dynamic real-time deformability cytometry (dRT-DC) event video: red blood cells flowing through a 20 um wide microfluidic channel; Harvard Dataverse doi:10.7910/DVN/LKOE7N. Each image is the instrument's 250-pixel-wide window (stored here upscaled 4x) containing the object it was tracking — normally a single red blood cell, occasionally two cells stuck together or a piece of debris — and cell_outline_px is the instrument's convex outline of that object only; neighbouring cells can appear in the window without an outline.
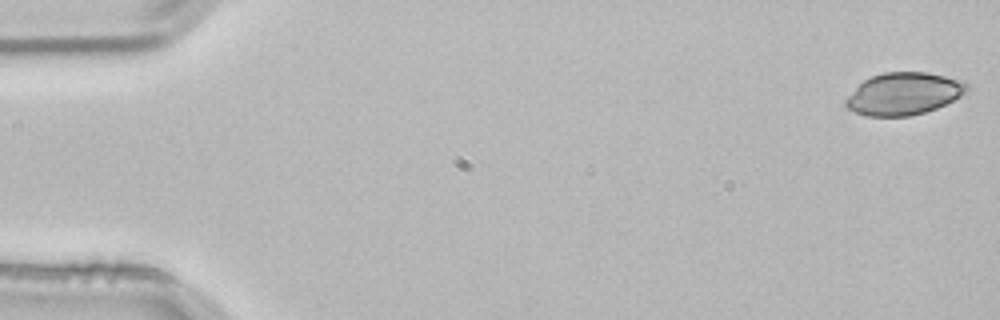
{"species": "common noctule bat (a hibernating species)", "species_latin": "Nyctalus noctula", "temperature_condition": "room temperature", "stored_images_in_passage": 4, "camera_frame_rate_fps": 3000, "um_per_image_px": 0.085, "animal": {"sex": "male", "body_mass_g": 21.5, "forearm_length_mm": 52.0}, "frame": {"image": 1, "passage_image": 1, "time_ms": 0.0, "image_size_px": [1000, 320], "cell_outline_px": [[968, 92], [936, 108], [924, 112], [908, 116], [868, 116], [856, 112], [848, 108], [844, 104], [844, 100], [864, 80], [872, 76], [884, 72], [928, 72], [964, 80], [968, 84]], "centroid_in_image_um": [76.84, 7.95], "position_along_channel_um": 8.2, "area_um2": 29.71}}
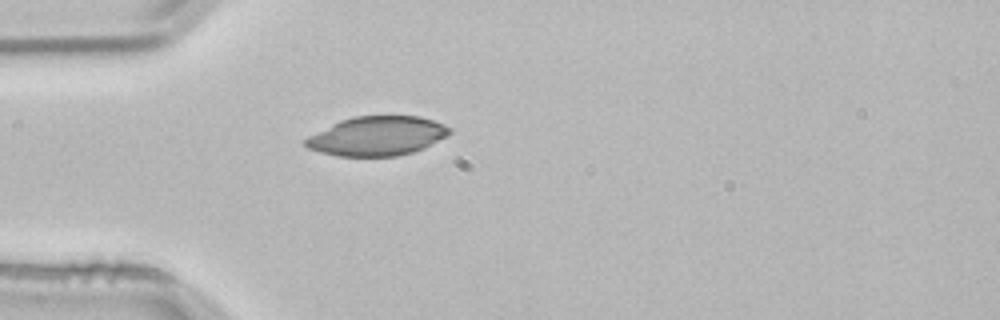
{"frame": {"image": 2, "passage_image": 4, "time_ms": 1.0, "image_size_px": [1000, 320], "cell_outline_px": [[452, 132], [448, 136], [424, 148], [412, 152], [396, 156], [336, 156], [320, 152], [308, 148], [304, 144], [304, 140], [308, 136], [340, 120], [352, 116], [420, 116], [444, 124], [452, 128]], "centroid_in_image_um": [32.08, 11.56], "position_along_channel_um": 52.9, "area_um2": 33.06}}